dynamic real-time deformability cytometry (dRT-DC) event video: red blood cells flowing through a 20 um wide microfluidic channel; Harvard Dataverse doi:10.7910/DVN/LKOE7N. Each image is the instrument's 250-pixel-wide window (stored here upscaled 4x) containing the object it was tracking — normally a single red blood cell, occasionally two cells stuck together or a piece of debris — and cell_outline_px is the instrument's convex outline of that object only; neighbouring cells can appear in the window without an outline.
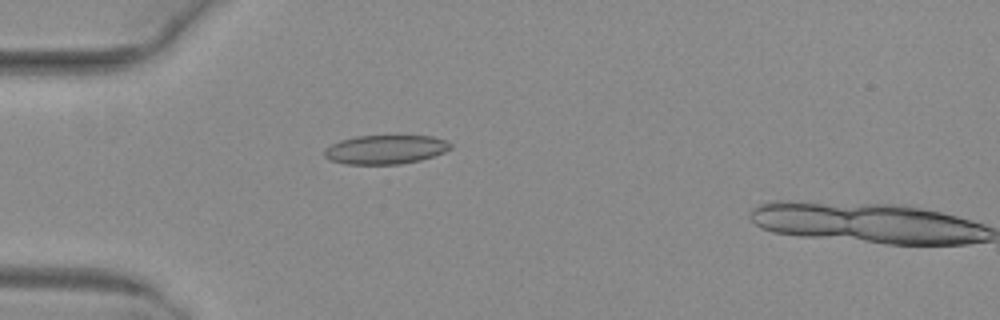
{"species": "common noctule bat (a hibernating species)", "species_latin": "Nyctalus noctula", "temperature_condition": "warm", "stored_images_in_passage": 9, "camera_frame_rate_fps": 3000, "um_per_image_px": 0.085, "animal": {"sex": "female", "body_mass_g": 29.2, "forearm_length_mm": 56.3}, "frame": {"image": 1, "passage_image": 8, "time_ms": 2.333, "image_size_px": [1000, 320], "cell_outline_px": [[452, 148], [444, 152], [420, 160], [400, 164], [344, 164], [328, 160], [324, 156], [324, 148], [340, 140], [356, 136], [432, 136], [444, 140], [452, 144]], "centroid_in_image_um": [32.73, 12.71], "position_along_channel_um": 52.3, "area_um2": 21.33}}